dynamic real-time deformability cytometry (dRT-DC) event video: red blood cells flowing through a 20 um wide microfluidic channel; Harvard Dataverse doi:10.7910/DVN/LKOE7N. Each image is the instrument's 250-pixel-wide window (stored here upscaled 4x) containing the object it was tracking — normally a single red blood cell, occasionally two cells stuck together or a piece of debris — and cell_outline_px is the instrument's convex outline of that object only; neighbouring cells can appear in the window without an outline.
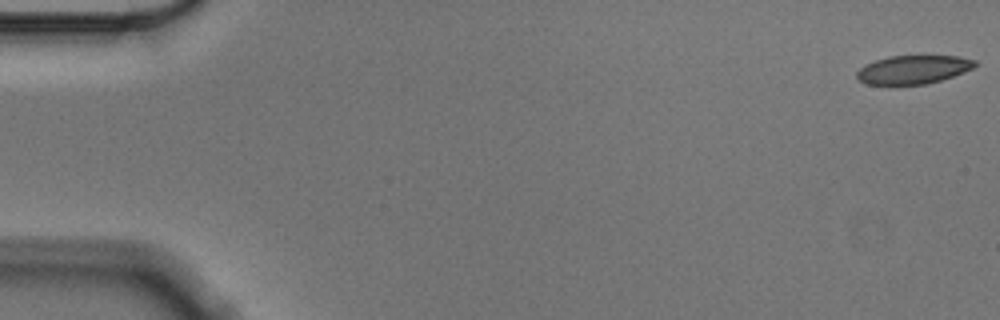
{"species": "Egyptian fruit bat (a non-hibernating species)", "species_latin": "Rousettus aegyptiacus", "temperature_condition": "cold", "stored_images_in_passage": 55, "camera_frame_rate_fps": 3000, "um_per_image_px": 0.085, "animal": {"sex": "male"}, "frame": {"image": 1, "passage_image": 1, "time_ms": 0.0, "image_size_px": [1000, 320], "cell_outline_px": [[976, 64], [972, 68], [964, 72], [940, 80], [924, 84], [868, 84], [860, 80], [856, 76], [856, 72], [864, 64], [888, 56], [960, 56], [976, 60]], "centroid_in_image_um": [77.61, 5.9], "position_along_channel_um": 7.4, "area_um2": 19.42}}
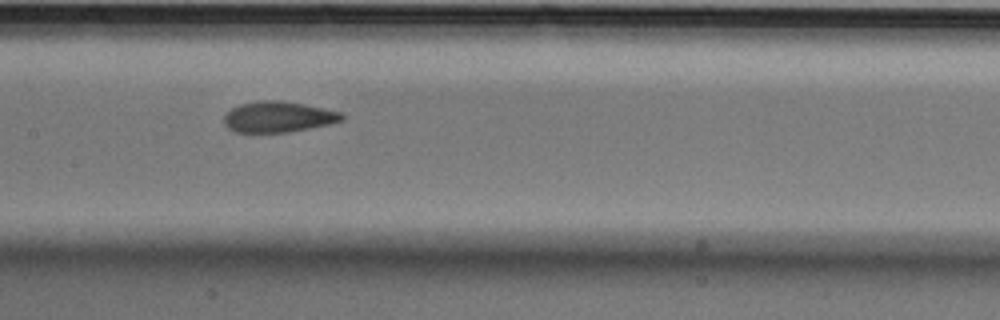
{"frame": {"image": 2, "passage_image": 28, "time_ms": 9.0, "image_size_px": [1000, 320], "cell_outline_px": [[344, 120], [328, 124], [288, 132], [236, 132], [228, 128], [224, 124], [224, 116], [232, 108], [240, 104], [260, 100], [280, 100], [304, 104], [324, 108], [340, 112], [344, 116]], "centroid_in_image_um": [23.64, 9.92], "position_along_channel_um": 183.8, "area_um2": 21.04}}
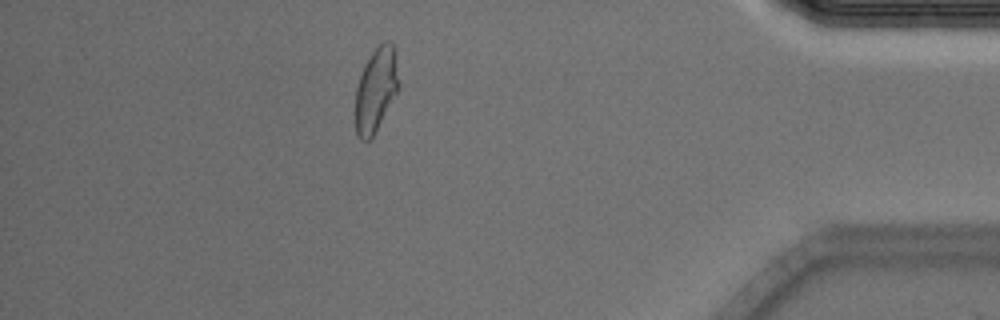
{"frame": {"image": 3, "passage_image": 50, "time_ms": 16.333, "image_size_px": [1000, 320], "cell_outline_px": [[396, 92], [372, 136], [368, 140], [360, 140], [356, 136], [356, 88], [360, 76], [372, 52], [384, 40], [388, 40], [392, 44], [396, 56]], "centroid_in_image_um": [31.91, 7.62], "position_along_channel_um": 403.3, "area_um2": 20.11}}